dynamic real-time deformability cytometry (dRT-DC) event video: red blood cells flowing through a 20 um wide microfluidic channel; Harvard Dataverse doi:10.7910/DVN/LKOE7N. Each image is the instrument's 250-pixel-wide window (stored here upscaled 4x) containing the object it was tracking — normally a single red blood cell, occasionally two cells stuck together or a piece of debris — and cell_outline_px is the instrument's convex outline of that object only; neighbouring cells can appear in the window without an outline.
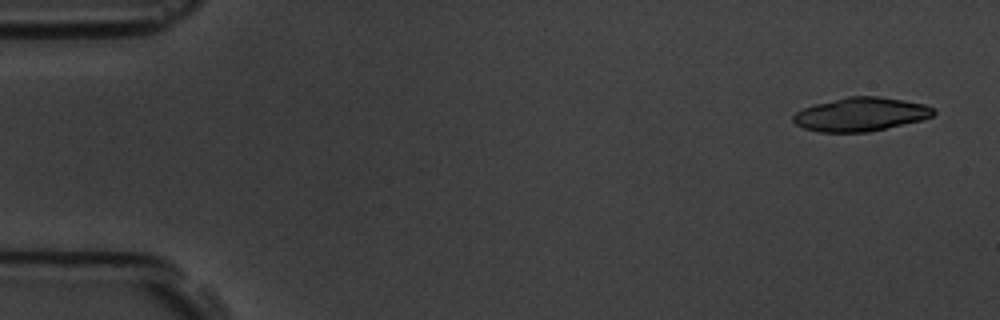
{"species": "common noctule bat (a hibernating species)", "species_latin": "Nyctalus noctula", "temperature_condition": "room temperature", "stored_images_in_passage": 5, "camera_frame_rate_fps": 3000, "um_per_image_px": 0.085, "animal": {"sex": "male", "body_mass_g": 19.5, "forearm_length_mm": 54.6}, "frame": {"image": 1, "passage_image": 1, "time_ms": 0.0, "image_size_px": [1000, 320], "cell_outline_px": [[936, 112], [932, 116], [924, 120], [868, 132], [820, 132], [804, 128], [796, 124], [792, 120], [792, 116], [796, 112], [804, 108], [816, 104], [848, 96], [880, 96], [904, 100], [924, 104], [932, 108]], "centroid_in_image_um": [73.18, 9.72], "position_along_channel_um": 11.8, "area_um2": 27.51}}